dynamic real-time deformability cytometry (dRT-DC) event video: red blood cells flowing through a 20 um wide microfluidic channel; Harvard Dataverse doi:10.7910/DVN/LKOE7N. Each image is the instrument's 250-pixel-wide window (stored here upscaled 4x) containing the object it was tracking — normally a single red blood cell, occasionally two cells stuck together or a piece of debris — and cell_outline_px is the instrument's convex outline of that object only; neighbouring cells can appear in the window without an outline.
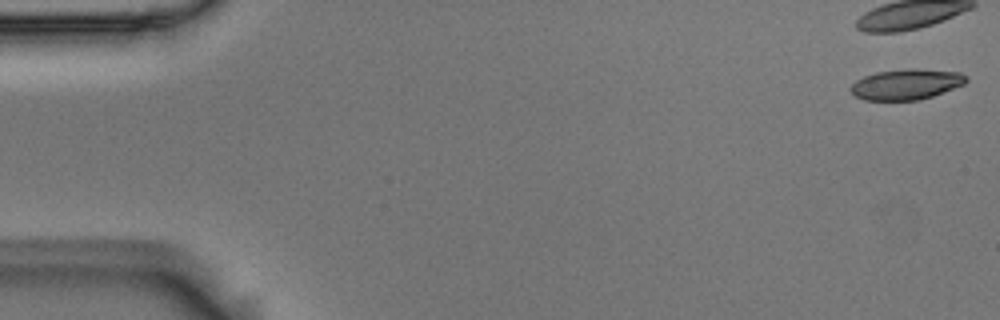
{"species": "Egyptian fruit bat (a non-hibernating species)", "species_latin": "Rousettus aegyptiacus", "temperature_condition": "room temperature", "stored_images_in_passage": 16, "camera_frame_rate_fps": 3000, "um_per_image_px": 0.085, "animal": {"sex": "male"}, "frame": {"image": 1, "passage_image": 1, "time_ms": 0.0, "image_size_px": [1000, 320], "cell_outline_px": [[968, 80], [964, 84], [932, 96], [920, 100], [864, 100], [856, 96], [852, 92], [852, 84], [856, 80], [864, 76], [876, 72], [904, 68], [916, 68], [960, 72], [968, 76]], "centroid_in_image_um": [77.06, 7.15], "position_along_channel_um": 7.9, "area_um2": 20.63}}